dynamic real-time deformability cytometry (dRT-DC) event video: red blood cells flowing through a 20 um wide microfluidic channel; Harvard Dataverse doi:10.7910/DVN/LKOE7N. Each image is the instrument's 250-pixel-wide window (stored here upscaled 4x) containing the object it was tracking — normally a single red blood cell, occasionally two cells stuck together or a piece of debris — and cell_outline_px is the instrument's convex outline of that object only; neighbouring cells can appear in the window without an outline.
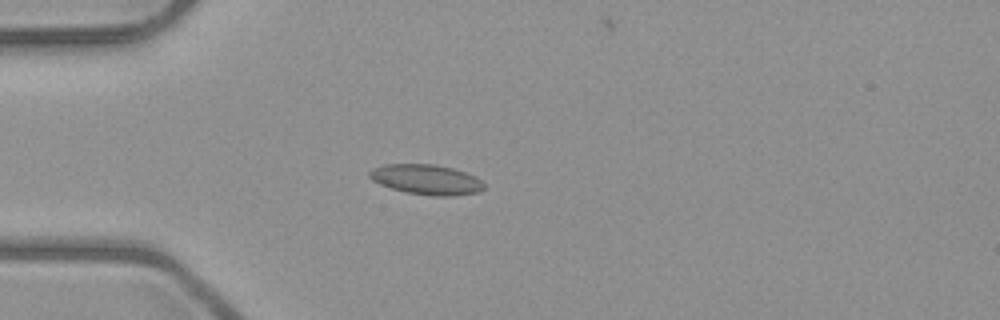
{"species": "common noctule bat (a hibernating species)", "species_latin": "Nyctalus noctula", "temperature_condition": "room temperature", "stored_images_in_passage": 5, "camera_frame_rate_fps": 3000, "um_per_image_px": 0.085, "animal": {"sex": "male", "body_mass_g": 23.1, "forearm_length_mm": 52.7}, "frame": {"image": 1, "passage_image": 5, "time_ms": 4.667, "image_size_px": [1000, 320], "cell_outline_px": [[484, 188], [480, 192], [452, 196], [432, 196], [404, 192], [380, 184], [372, 180], [368, 176], [368, 172], [372, 168], [384, 164], [432, 164], [452, 168], [476, 176], [484, 184]], "centroid_in_image_um": [36.23, 15.26], "position_along_channel_um": 48.8, "area_um2": 20.17}}